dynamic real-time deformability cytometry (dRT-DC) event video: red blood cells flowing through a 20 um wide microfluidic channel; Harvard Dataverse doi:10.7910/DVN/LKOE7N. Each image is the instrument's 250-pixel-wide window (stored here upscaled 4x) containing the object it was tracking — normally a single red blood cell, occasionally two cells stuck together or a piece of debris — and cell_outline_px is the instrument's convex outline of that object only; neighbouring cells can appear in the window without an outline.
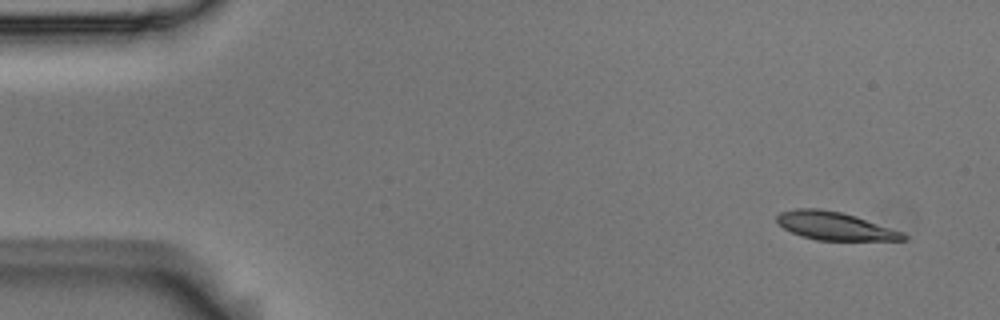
{"species": "Egyptian fruit bat (a non-hibernating species)", "species_latin": "Rousettus aegyptiacus", "temperature_condition": "room temperature", "stored_images_in_passage": 4, "camera_frame_rate_fps": 3000, "um_per_image_px": 0.085, "animal": {"sex": "male"}, "frame": {"image": 1, "passage_image": 1, "time_ms": 0.0, "image_size_px": [1000, 320], "cell_outline_px": [[908, 240], [816, 240], [792, 232], [784, 228], [776, 220], [776, 216], [780, 212], [796, 208], [820, 208], [840, 212], [856, 216], [904, 232], [908, 236]], "centroid_in_image_um": [70.99, 19.2], "position_along_channel_um": 14.0, "area_um2": 20.63}}